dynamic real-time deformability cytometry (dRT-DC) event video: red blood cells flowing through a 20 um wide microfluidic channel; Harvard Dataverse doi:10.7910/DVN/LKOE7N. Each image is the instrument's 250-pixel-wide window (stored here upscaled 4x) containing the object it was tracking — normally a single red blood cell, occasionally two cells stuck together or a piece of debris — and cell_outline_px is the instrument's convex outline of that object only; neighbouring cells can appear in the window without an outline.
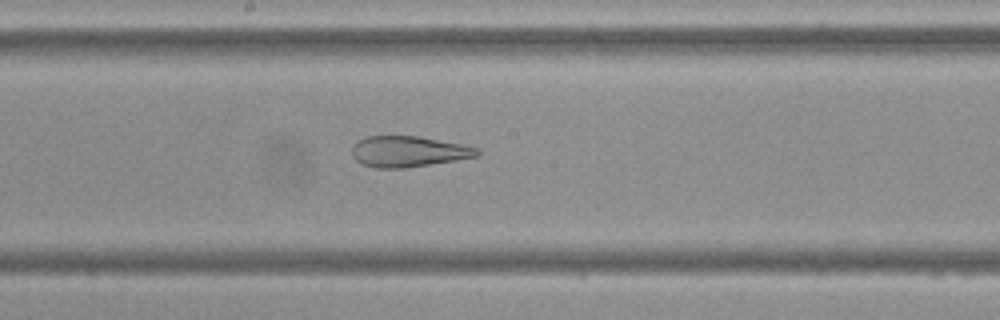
{"species": "Egyptian fruit bat (a non-hibernating species)", "species_latin": "Rousettus aegyptiacus", "temperature_condition": "cold", "stored_images_in_passage": 38, "camera_frame_rate_fps": 3000, "um_per_image_px": 0.085, "frame": {"image": 1, "passage_image": 12, "time_ms": 3.667, "image_size_px": [1000, 320], "cell_outline_px": [[480, 156], [456, 160], [404, 168], [376, 168], [364, 164], [356, 160], [352, 156], [352, 144], [356, 140], [364, 136], [420, 136], [464, 144], [476, 148], [480, 152]], "centroid_in_image_um": [34.7, 12.86], "position_along_channel_um": 213.5, "area_um2": 22.72}}
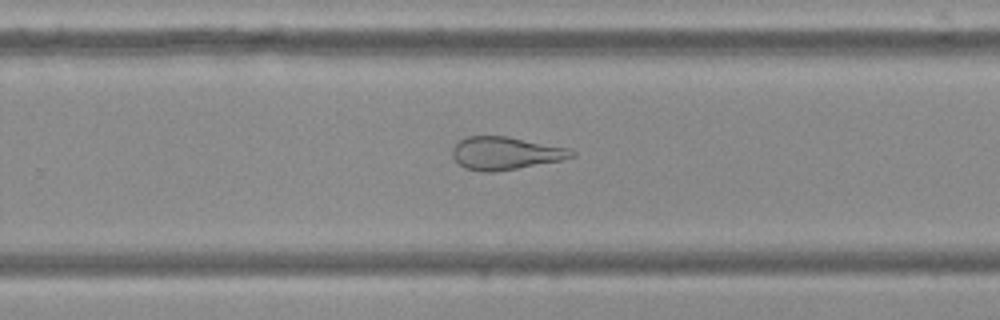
{"frame": {"image": 2, "passage_image": 18, "time_ms": 5.667, "image_size_px": [1000, 320], "cell_outline_px": [[576, 156], [564, 160], [492, 172], [480, 172], [464, 168], [452, 156], [452, 148], [456, 140], [468, 136], [508, 136], [568, 148], [576, 152]], "centroid_in_image_um": [42.94, 13.02], "position_along_channel_um": 286.9, "area_um2": 23.0}}
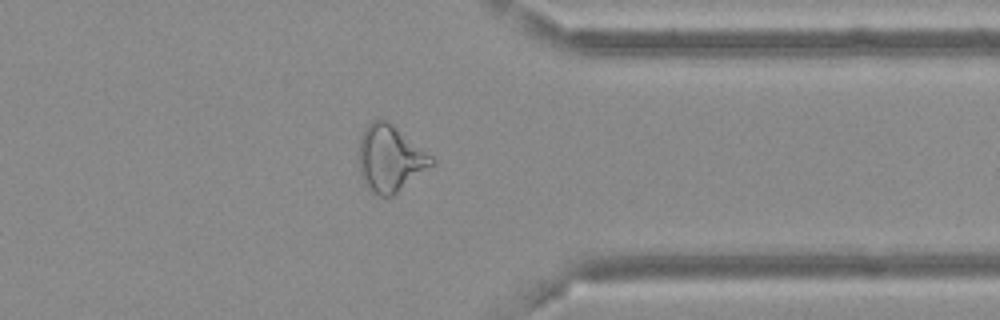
{"frame": {"image": 3, "passage_image": 26, "time_ms": 8.333, "image_size_px": [1000, 320], "cell_outline_px": [[436, 164], [392, 196], [380, 196], [372, 192], [364, 180], [360, 172], [360, 136], [364, 128], [372, 120], [388, 120], [432, 156], [436, 160]], "centroid_in_image_um": [33.2, 13.46], "position_along_channel_um": 378.2, "area_um2": 27.98}}